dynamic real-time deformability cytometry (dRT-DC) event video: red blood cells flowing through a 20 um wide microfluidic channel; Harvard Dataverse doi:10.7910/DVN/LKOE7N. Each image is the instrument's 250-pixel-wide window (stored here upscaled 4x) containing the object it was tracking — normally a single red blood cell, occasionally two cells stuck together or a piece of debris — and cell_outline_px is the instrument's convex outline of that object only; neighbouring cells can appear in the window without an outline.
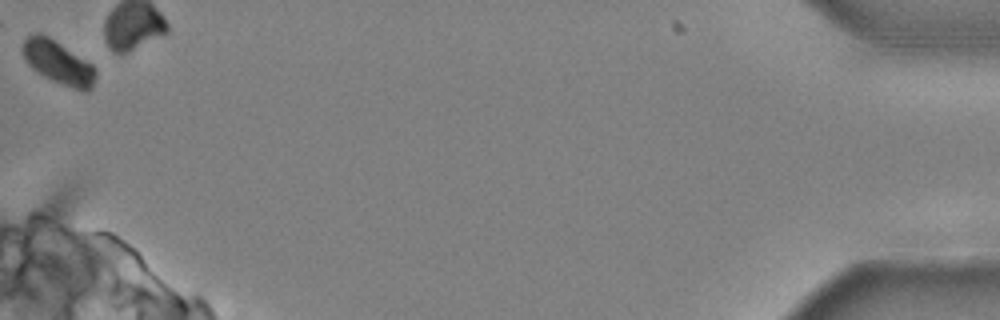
{"species": "common noctule bat (a hibernating species)", "species_latin": "Nyctalus noctula", "temperature_condition": "cold", "stored_images_in_passage": 40, "camera_frame_rate_fps": 3000, "um_per_image_px": 0.085, "animal": {"sex": "male", "body_mass_g": 20.4}, "frame": {"image": 1, "passage_image": 40, "time_ms": 13.0, "image_size_px": [1000, 320], "cell_outline_px": [[96, 76], [92, 88], [88, 92], [84, 92], [52, 80], [44, 76], [32, 68], [28, 64], [24, 56], [24, 40], [32, 32], [40, 32], [48, 36], [92, 64], [96, 68]], "centroid_in_image_um": [4.98, 5.31], "position_along_channel_um": 430.2, "area_um2": 18.21}, "authors_computed_cell_mechanics": {"area_um2": 21.2704, "velocity_mm_per_s": 3.9459, "shape_relaxation_time_tau1_ms": 4.0629, "shape_relaxation_time_tau2_ms": null, "deformation_change_tau1": 0.1094, "deformation_change_tau2": null}}